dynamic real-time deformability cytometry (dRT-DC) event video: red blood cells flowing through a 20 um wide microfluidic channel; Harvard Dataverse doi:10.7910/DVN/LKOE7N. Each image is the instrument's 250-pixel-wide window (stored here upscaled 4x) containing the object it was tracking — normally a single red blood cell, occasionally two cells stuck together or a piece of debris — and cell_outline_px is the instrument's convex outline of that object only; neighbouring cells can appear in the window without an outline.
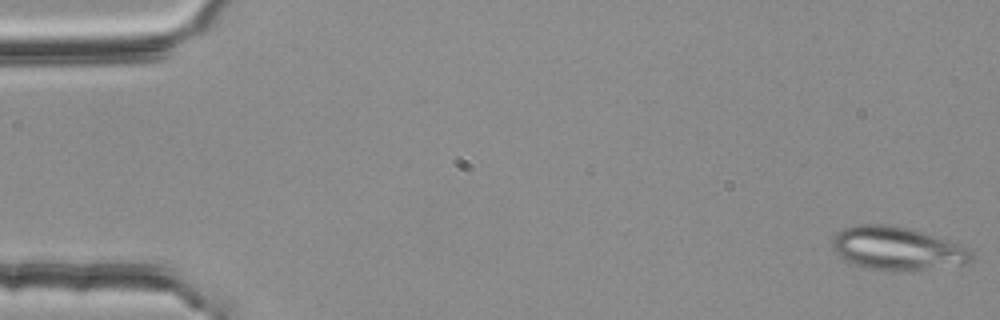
{"species": "common noctule bat (a hibernating species)", "species_latin": "Nyctalus noctula", "temperature_condition": "room temperature", "stored_images_in_passage": 53, "segment_of_instrument_passage": [1, 2], "camera_frame_rate_fps": 3000, "um_per_image_px": 0.085, "animal": {"sex": "female", "body_mass_g": 25.1}, "frame": {"image": 1, "passage_image": 1, "time_ms": 0.0, "image_size_px": [1000, 320], "cell_outline_px": [[972, 260], [968, 264], [912, 272], [868, 268], [844, 260], [832, 248], [832, 240], [836, 232], [844, 228], [856, 224], [888, 224], [908, 228], [948, 240], [972, 248]], "centroid_in_image_um": [76.31, 21.13], "position_along_channel_um": 8.7, "area_um2": 35.55}}